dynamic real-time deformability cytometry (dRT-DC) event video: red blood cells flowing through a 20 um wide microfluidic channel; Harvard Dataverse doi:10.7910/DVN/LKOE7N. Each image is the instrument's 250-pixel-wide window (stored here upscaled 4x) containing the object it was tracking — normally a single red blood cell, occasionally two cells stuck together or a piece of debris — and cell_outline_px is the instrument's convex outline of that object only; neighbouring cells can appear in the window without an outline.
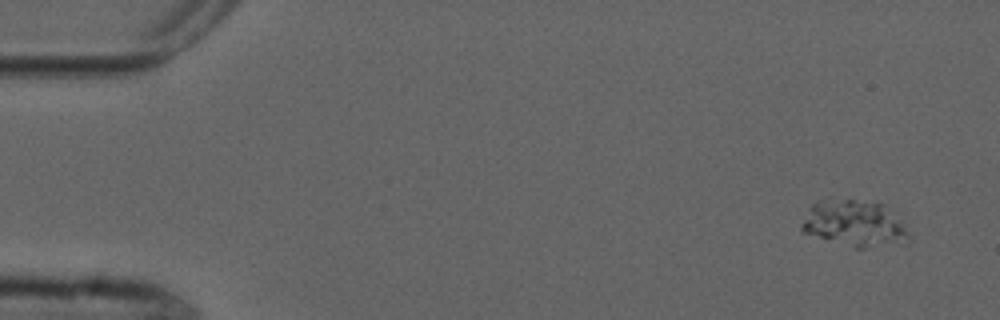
{"species": "common noctule bat (a hibernating species)", "species_latin": "Nyctalus noctula", "temperature_condition": "cold", "stored_images_in_passage": 6, "camera_frame_rate_fps": 3000, "um_per_image_px": 0.085, "animal": {"sex": "male", "forearm_length_mm": 52.5}, "frame": {"image": 1, "passage_image": 1, "time_ms": 0.0, "image_size_px": [1000, 320], "cell_outline_px": [[908, 240], [864, 248], [856, 248], [804, 232], [800, 228], [800, 224], [808, 208], [816, 200], [828, 196], [884, 204], [904, 228], [908, 236]], "centroid_in_image_um": [72.49, 18.93], "position_along_channel_um": 12.5, "area_um2": 28.44}}
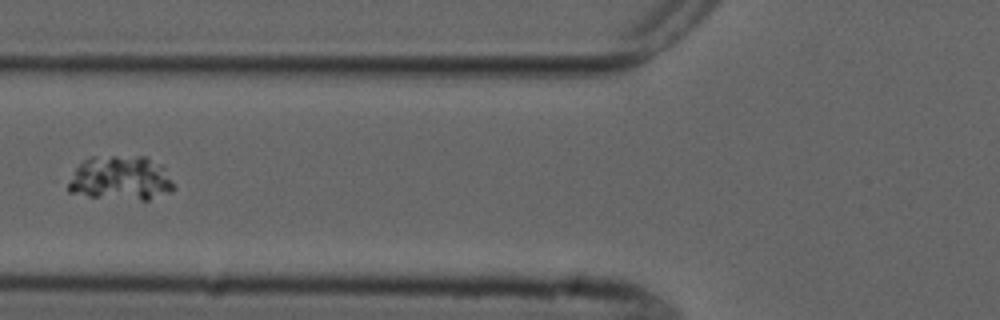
{"frame": {"image": 2, "passage_image": 6, "time_ms": 6.0, "image_size_px": [1000, 320], "cell_outline_px": [[176, 188], [172, 192], [148, 200], [140, 200], [88, 196], [68, 192], [68, 184], [76, 168], [84, 160], [92, 156], [144, 156], [164, 164], [176, 184]], "centroid_in_image_um": [10.35, 15.14], "position_along_channel_um": 115.5, "area_um2": 27.86}}